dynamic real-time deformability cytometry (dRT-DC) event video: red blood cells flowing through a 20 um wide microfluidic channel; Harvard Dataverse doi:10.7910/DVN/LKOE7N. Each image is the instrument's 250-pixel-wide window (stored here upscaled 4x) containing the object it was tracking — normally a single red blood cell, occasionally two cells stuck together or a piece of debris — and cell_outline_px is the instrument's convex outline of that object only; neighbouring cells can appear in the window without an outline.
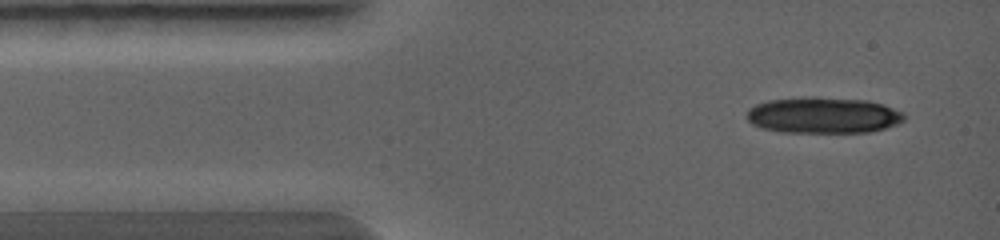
{"species": "common noctule bat (a hibernating species)", "species_latin": "Nyctalus noctula", "temperature_condition": "warm", "stored_images_in_passage": 1, "camera_frame_rate_fps": 5000, "um_per_image_px": 0.085, "animal": {"sex": "female", "body_mass_g": 19.0, "forearm_length_mm": 56.7}, "frame": {"image": 1, "passage_image": 1, "time_ms": 0.0, "image_size_px": [1000, 240], "cell_outline_px": [[904, 120], [896, 124], [872, 132], [780, 132], [760, 128], [752, 124], [748, 120], [748, 108], [756, 104], [768, 100], [808, 96], [816, 96], [868, 100], [884, 104], [904, 112]], "centroid_in_image_um": [69.97, 9.78], "position_along_channel_um": 15.0, "area_um2": 33.52}}